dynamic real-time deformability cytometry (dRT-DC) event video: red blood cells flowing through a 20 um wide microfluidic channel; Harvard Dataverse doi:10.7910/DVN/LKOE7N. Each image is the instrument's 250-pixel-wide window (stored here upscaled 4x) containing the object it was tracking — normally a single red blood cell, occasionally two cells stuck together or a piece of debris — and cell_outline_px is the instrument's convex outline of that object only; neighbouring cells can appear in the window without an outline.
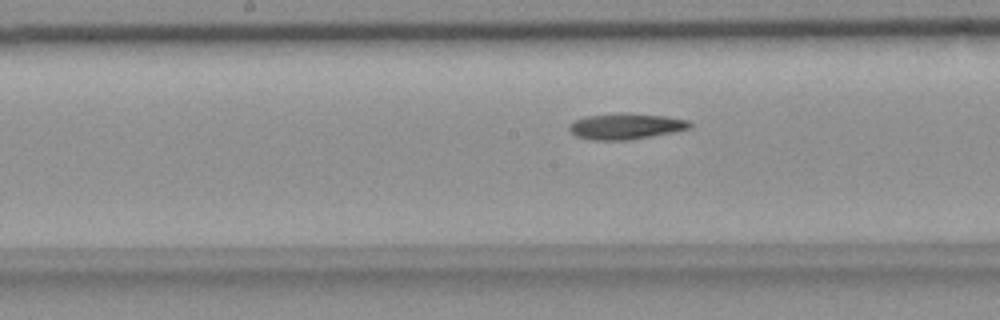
{"species": "common noctule bat (a hibernating species)", "species_latin": "Nyctalus noctula", "temperature_condition": "room temperature", "stored_images_in_passage": 42, "camera_frame_rate_fps": 3000, "um_per_image_px": 0.085, "animal": {"sex": "female", "body_mass_g": 18.4}, "frame": {"image": 1, "passage_image": 21, "time_ms": 6.667, "image_size_px": [1000, 320], "cell_outline_px": [[692, 124], [688, 128], [672, 132], [628, 140], [592, 140], [576, 136], [568, 128], [568, 124], [584, 116], [624, 112], [664, 116], [688, 120]], "centroid_in_image_um": [53.14, 10.72], "position_along_channel_um": 195.1, "area_um2": 18.15}}
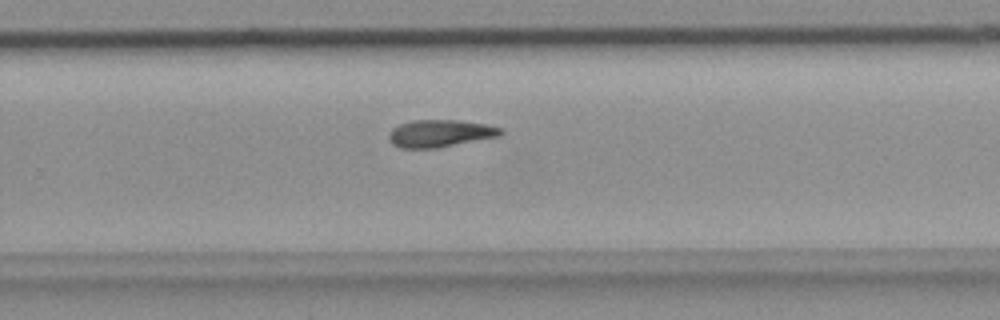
{"frame": {"image": 2, "passage_image": 29, "time_ms": 9.333, "image_size_px": [1000, 320], "cell_outline_px": [[504, 132], [500, 136], [436, 148], [400, 148], [392, 144], [388, 140], [388, 132], [392, 128], [400, 124], [412, 120], [460, 120], [488, 124], [500, 128]], "centroid_in_image_um": [37.38, 11.33], "position_along_channel_um": 292.4, "area_um2": 17.98}}
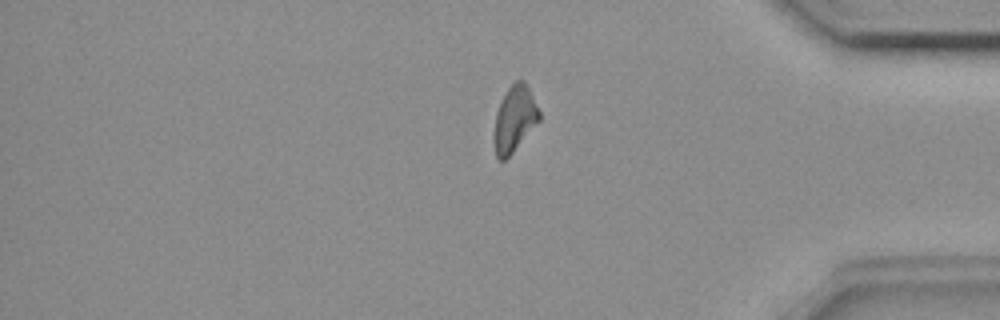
{"frame": {"image": 3, "passage_image": 39, "time_ms": 12.667, "image_size_px": [1000, 320], "cell_outline_px": [[540, 120], [512, 152], [504, 160], [500, 160], [496, 156], [492, 140], [496, 112], [508, 88], [516, 80], [524, 80], [540, 112]], "centroid_in_image_um": [43.71, 10.12], "position_along_channel_um": 391.5, "area_um2": 17.11}}